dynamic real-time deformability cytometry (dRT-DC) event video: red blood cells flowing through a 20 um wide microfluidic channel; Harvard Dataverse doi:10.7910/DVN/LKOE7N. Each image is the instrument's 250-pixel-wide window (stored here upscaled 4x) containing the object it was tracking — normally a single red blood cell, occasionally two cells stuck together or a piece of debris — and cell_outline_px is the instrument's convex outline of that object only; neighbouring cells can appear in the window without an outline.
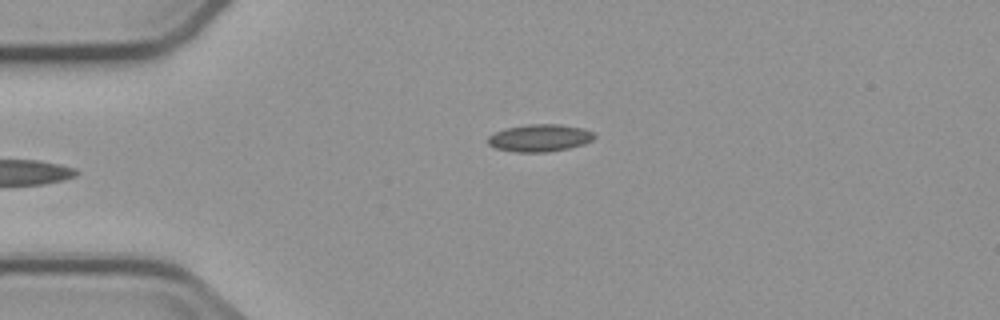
{"species": "common noctule bat (a hibernating species)", "species_latin": "Nyctalus noctula", "temperature_condition": "cold", "stored_images_in_passage": 4, "camera_frame_rate_fps": 3000, "um_per_image_px": 0.085, "animal": {"sex": "male", "body_mass_g": 23.1, "forearm_length_mm": 52.7}, "frame": {"image": 1, "passage_image": 4, "time_ms": 4.333, "image_size_px": [1000, 320], "cell_outline_px": [[596, 136], [592, 140], [584, 144], [568, 148], [548, 152], [516, 152], [496, 148], [488, 144], [488, 136], [496, 132], [508, 128], [528, 124], [560, 124], [584, 128], [592, 132]], "centroid_in_image_um": [45.9, 11.72], "position_along_channel_um": 39.1, "area_um2": 16.88}}